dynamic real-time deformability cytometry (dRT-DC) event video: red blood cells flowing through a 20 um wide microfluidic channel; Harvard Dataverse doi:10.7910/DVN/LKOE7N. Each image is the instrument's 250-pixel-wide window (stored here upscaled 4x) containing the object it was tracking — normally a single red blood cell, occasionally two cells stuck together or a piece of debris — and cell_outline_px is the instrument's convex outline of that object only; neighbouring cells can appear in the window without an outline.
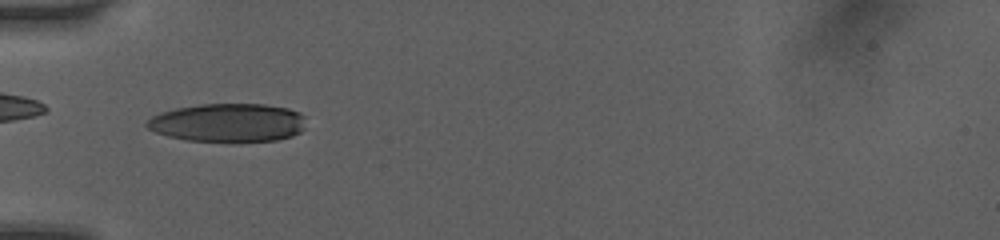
{"species": "human", "species_latin": "Homo sapiens", "temperature_condition": "room temperature", "stored_images_in_passage": 2, "camera_frame_rate_fps": 3000, "um_per_image_px": 0.085, "donor": {"sex": "female"}, "frame": {"image": 1, "passage_image": 1, "time_ms": 0.0, "image_size_px": [1000, 240], "cell_outline_px": [[304, 128], [300, 132], [292, 136], [276, 140], [236, 144], [184, 140], [168, 136], [156, 132], [148, 128], [144, 124], [152, 116], [160, 112], [176, 108], [200, 104], [264, 104], [288, 108], [300, 112], [304, 116]], "centroid_in_image_um": [19.39, 10.46], "position_along_channel_um": 65.6, "area_um2": 36.65}}